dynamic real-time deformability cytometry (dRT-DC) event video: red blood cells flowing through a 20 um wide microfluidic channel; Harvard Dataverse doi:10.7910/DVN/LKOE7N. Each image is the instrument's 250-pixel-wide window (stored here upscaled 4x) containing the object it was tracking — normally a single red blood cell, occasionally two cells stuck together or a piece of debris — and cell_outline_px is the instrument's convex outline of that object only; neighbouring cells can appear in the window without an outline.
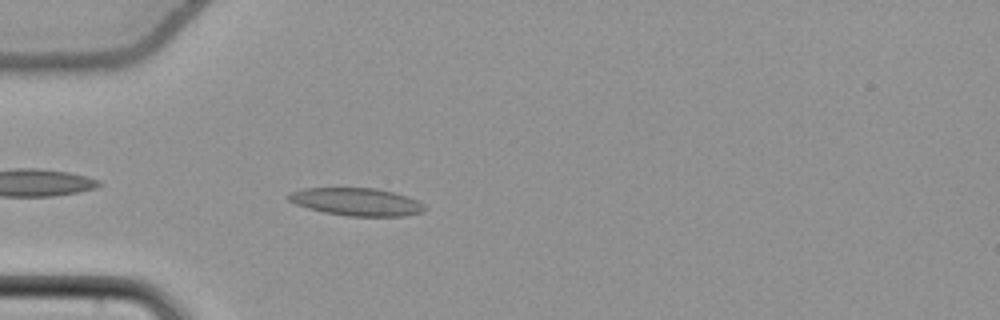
{"species": "common noctule bat (a hibernating species)", "species_latin": "Nyctalus noctula", "temperature_condition": "cold", "stored_images_in_passage": 42, "camera_frame_rate_fps": 3000, "um_per_image_px": 0.085, "animal": {"sex": "female", "body_mass_g": 22.7, "forearm_length_mm": 54.2}, "frame": {"image": 1, "passage_image": 4, "time_ms": 1.0, "image_size_px": [1000, 320], "cell_outline_px": [[424, 212], [404, 216], [348, 216], [324, 212], [308, 208], [296, 204], [288, 200], [288, 192], [304, 188], [376, 188], [392, 192], [416, 200], [424, 204]], "centroid_in_image_um": [30.28, 17.15], "position_along_channel_um": 54.7, "area_um2": 21.85}}
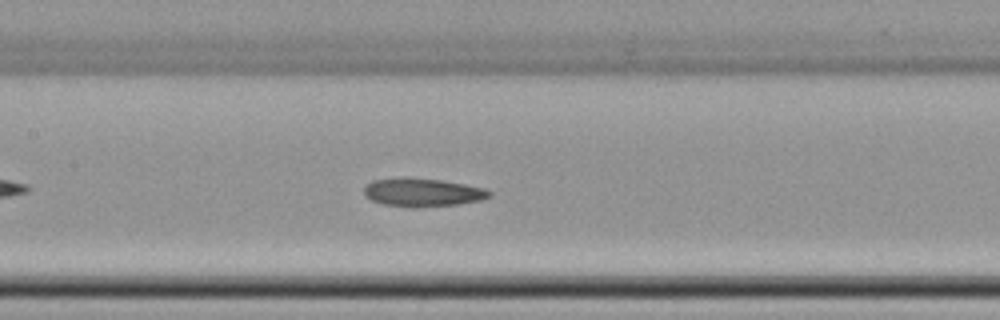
{"frame": {"image": 2, "passage_image": 14, "time_ms": 4.333, "image_size_px": [1000, 320], "cell_outline_px": [[492, 196], [480, 200], [456, 204], [416, 208], [384, 204], [372, 200], [364, 196], [364, 184], [372, 180], [440, 180], [464, 184], [484, 188], [492, 192]], "centroid_in_image_um": [35.94, 16.39], "position_along_channel_um": 171.5, "area_um2": 19.94}}
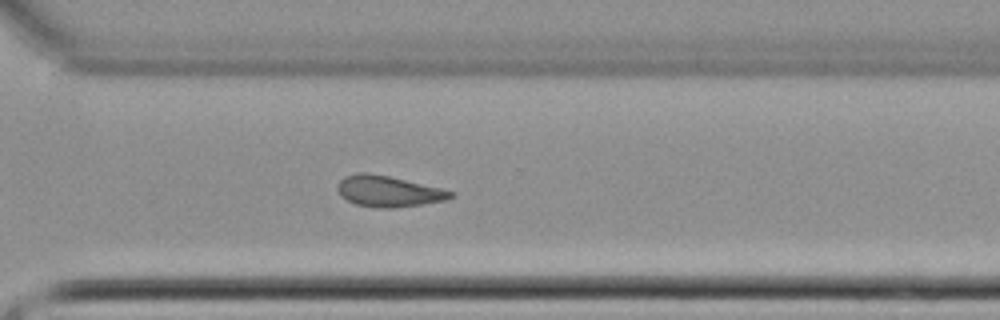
{"frame": {"image": 3, "passage_image": 27, "time_ms": 8.667, "image_size_px": [1000, 320], "cell_outline_px": [[456, 196], [448, 200], [392, 208], [376, 208], [356, 204], [340, 196], [336, 188], [336, 184], [344, 176], [356, 172], [368, 172], [388, 176], [440, 188], [456, 192]], "centroid_in_image_um": [32.99, 16.25], "position_along_channel_um": 337.6, "area_um2": 20.58}, "authors_computed_cell_mechanics": {"area_um2": 20.6057, "velocity_mm_per_s": 3.8321, "shape_relaxation_time_tau1_ms": null, "shape_relaxation_time_tau2_ms": 5.8184, "deformation_change_tau1": null, "deformation_change_tau2": 0.1254}}